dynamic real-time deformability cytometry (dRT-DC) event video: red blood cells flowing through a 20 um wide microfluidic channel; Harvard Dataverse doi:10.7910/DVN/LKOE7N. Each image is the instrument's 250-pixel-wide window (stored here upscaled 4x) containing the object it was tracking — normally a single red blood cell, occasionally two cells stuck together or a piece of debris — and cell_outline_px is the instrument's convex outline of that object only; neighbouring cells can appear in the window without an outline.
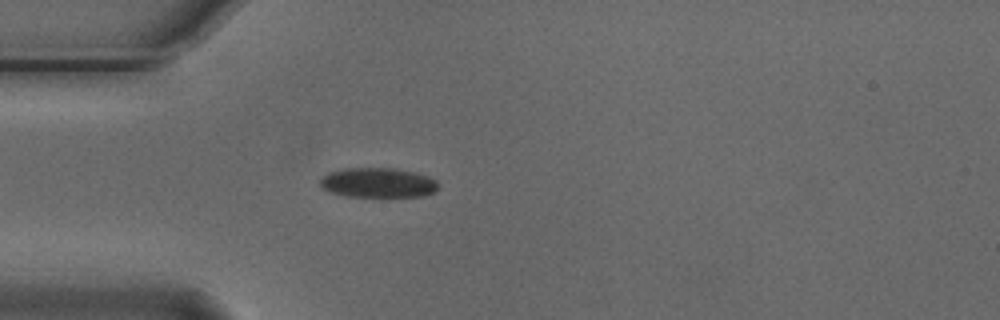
{"species": "Egyptian fruit bat (a non-hibernating species)", "species_latin": "Rousettus aegyptiacus", "temperature_condition": "cold", "stored_images_in_passage": 5, "camera_frame_rate_fps": 3000, "um_per_image_px": 0.085, "animal": {"sex": "male"}, "frame": {"image": 1, "passage_image": 5, "time_ms": 1.333, "image_size_px": [1000, 320], "cell_outline_px": [[440, 184], [436, 192], [424, 196], [348, 196], [332, 192], [324, 188], [320, 184], [320, 180], [328, 172], [344, 168], [392, 168], [412, 172], [428, 176], [436, 180]], "centroid_in_image_um": [32.17, 15.52], "position_along_channel_um": 52.8, "area_um2": 20.35}}